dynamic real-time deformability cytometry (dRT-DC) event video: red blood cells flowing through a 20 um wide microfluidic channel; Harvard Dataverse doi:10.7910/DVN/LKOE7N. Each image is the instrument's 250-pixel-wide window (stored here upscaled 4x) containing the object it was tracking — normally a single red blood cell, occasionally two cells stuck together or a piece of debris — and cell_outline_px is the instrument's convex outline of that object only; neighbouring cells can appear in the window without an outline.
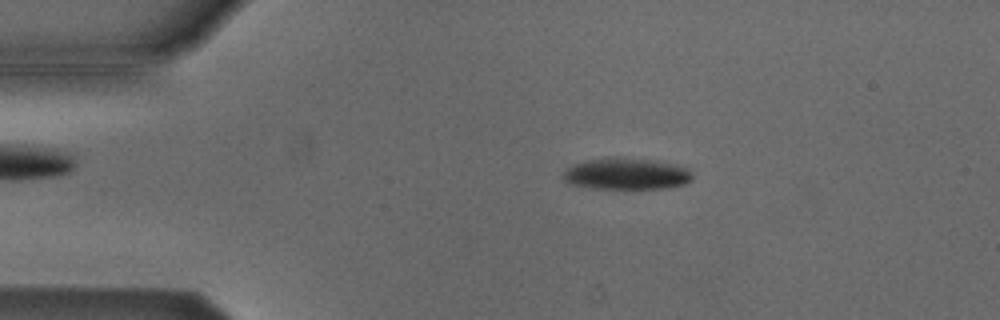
{"species": "Egyptian fruit bat (a non-hibernating species)", "species_latin": "Rousettus aegyptiacus", "temperature_condition": "cold", "stored_images_in_passage": 51, "camera_frame_rate_fps": 3000, "um_per_image_px": 0.085, "animal": {"sex": "male"}, "frame": {"image": 1, "passage_image": 8, "time_ms": 2.333, "image_size_px": [1000, 320], "cell_outline_px": [[692, 180], [684, 184], [668, 188], [592, 188], [568, 184], [560, 176], [572, 164], [588, 160], [644, 160], [668, 164], [688, 168], [692, 176]], "centroid_in_image_um": [53.2, 14.83], "position_along_channel_um": 31.8, "area_um2": 22.66}}
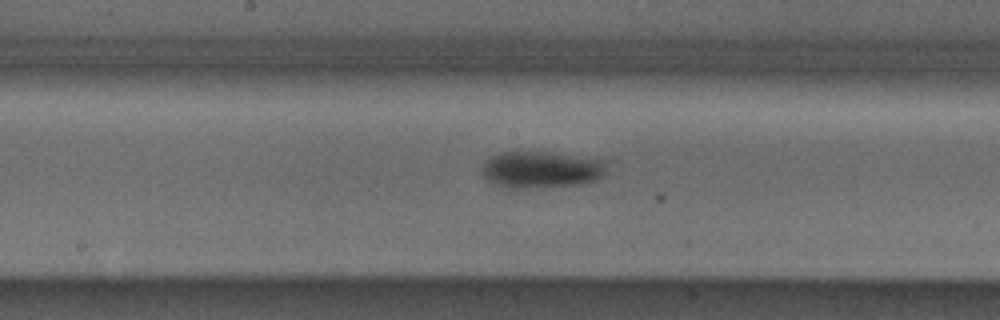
{"frame": {"image": 2, "passage_image": 25, "time_ms": 8.0, "image_size_px": [1000, 320], "cell_outline_px": [[604, 176], [596, 180], [580, 184], [524, 188], [508, 188], [492, 184], [484, 176], [484, 160], [488, 156], [500, 152], [548, 152], [604, 160]], "centroid_in_image_um": [45.96, 14.41], "position_along_channel_um": 202.2, "area_um2": 26.47}}
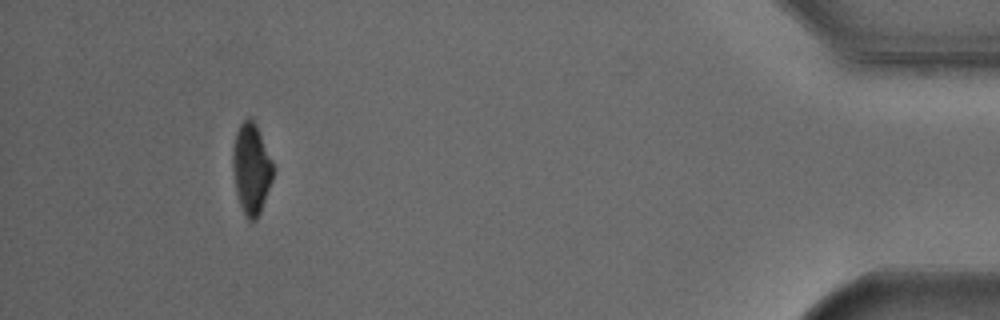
{"frame": {"image": 3, "passage_image": 47, "time_ms": 15.333, "image_size_px": [1000, 320], "cell_outline_px": [[272, 180], [260, 212], [256, 220], [248, 220], [244, 216], [236, 192], [232, 168], [232, 144], [236, 132], [240, 124], [248, 116], [256, 124], [272, 160]], "centroid_in_image_um": [21.33, 14.33], "position_along_channel_um": 413.9, "area_um2": 21.27}, "authors_computed_cell_mechanics": {"area_um2": 23.987, "velocity_mm_per_s": 3.8223, "shape_relaxation_time_tau1_ms": 3.0167, "shape_relaxation_time_tau2_ms": null, "deformation_change_tau1": 0.1073, "deformation_change_tau2": null}}